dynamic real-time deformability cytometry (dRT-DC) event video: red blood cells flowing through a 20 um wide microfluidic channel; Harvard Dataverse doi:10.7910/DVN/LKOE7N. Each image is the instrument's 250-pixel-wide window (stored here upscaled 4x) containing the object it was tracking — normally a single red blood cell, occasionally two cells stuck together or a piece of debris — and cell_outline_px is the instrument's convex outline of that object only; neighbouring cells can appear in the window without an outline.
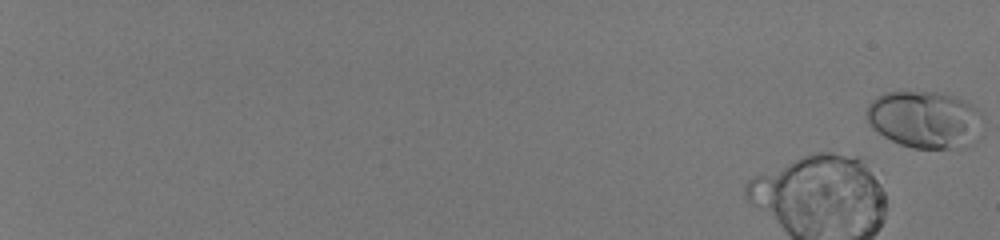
{"species": "human", "species_latin": "Homo sapiens", "temperature_condition": "room temperature", "stored_images_in_passage": 18, "camera_frame_rate_fps": 3000, "um_per_image_px": 0.085, "donor": {"sex": "male"}, "frame": {"image": 1, "passage_image": 1, "time_ms": 0.0, "image_size_px": [1000, 240], "cell_outline_px": [[984, 136], [968, 148], [912, 148], [900, 144], [884, 136], [872, 128], [868, 124], [864, 112], [868, 104], [876, 96], [884, 92], [944, 92], [968, 100], [984, 112]], "centroid_in_image_um": [78.73, 10.16], "position_along_channel_um": 6.3, "area_um2": 40.52}}